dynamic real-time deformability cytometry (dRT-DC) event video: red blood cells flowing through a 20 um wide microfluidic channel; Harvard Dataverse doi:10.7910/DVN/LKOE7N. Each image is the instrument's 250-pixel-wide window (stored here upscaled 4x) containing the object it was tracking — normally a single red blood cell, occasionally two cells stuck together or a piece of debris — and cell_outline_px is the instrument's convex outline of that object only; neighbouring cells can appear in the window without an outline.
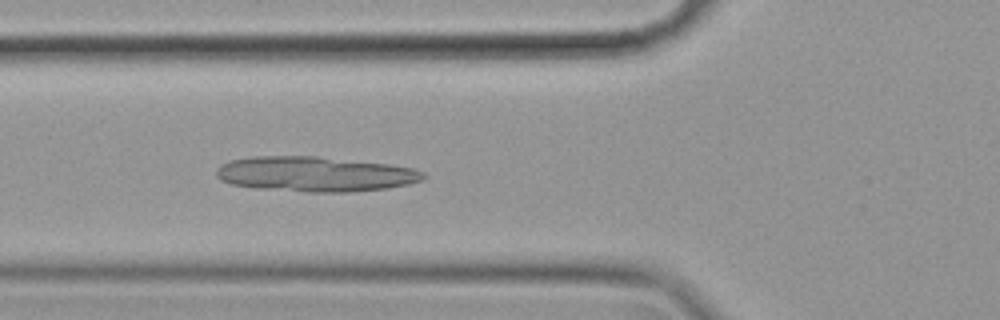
{"species": "common noctule bat (a hibernating species)", "species_latin": "Nyctalus noctula", "temperature_condition": "cold", "stored_images_in_passage": 56, "camera_frame_rate_fps": 3000, "um_per_image_px": 0.085, "animal": {"sex": "female", "body_mass_g": 19.9}, "frame": {"image": 1, "passage_image": 20, "time_ms": 6.333, "image_size_px": [1000, 320], "cell_outline_px": [[428, 176], [424, 180], [408, 184], [388, 188], [348, 192], [308, 192], [256, 188], [232, 184], [220, 180], [216, 176], [216, 168], [220, 164], [228, 160], [252, 156], [316, 156], [388, 164], [412, 168], [424, 172]], "centroid_in_image_um": [26.76, 14.79], "position_along_channel_um": 99.0, "area_um2": 42.54}}
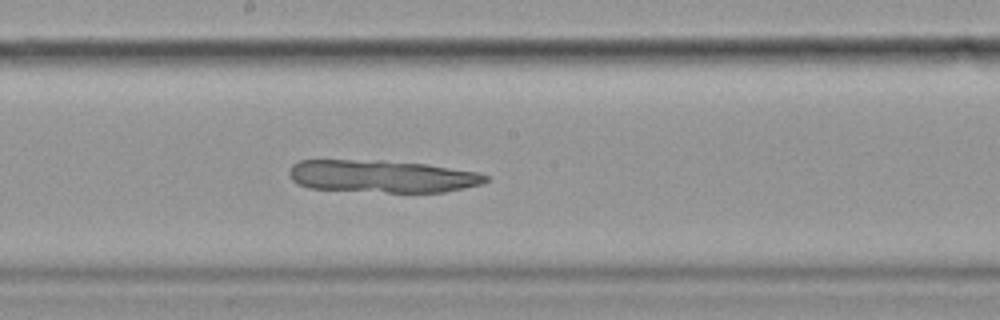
{"frame": {"image": 2, "passage_image": 30, "time_ms": 9.667, "image_size_px": [1000, 320], "cell_outline_px": [[488, 180], [484, 184], [444, 192], [388, 192], [308, 188], [296, 184], [292, 180], [288, 172], [292, 164], [300, 160], [384, 160], [424, 164], [476, 172], [488, 176]], "centroid_in_image_um": [32.44, 14.98], "position_along_channel_um": 215.8, "area_um2": 37.22}}
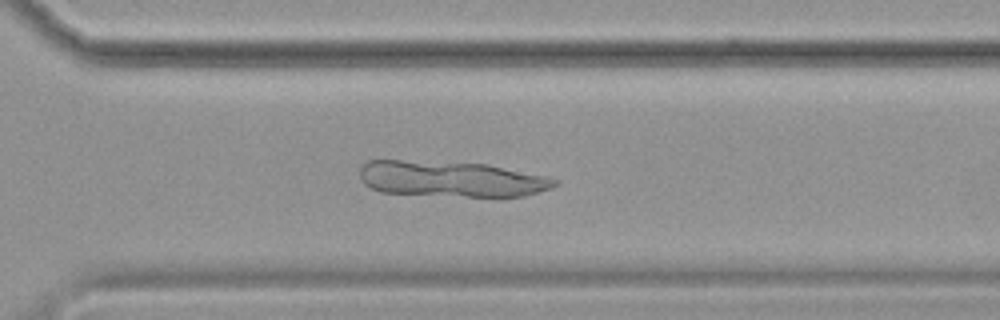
{"frame": {"image": 3, "passage_image": 40, "time_ms": 13.0, "image_size_px": [1000, 320], "cell_outline_px": [[556, 184], [552, 188], [524, 196], [468, 196], [380, 192], [364, 184], [360, 180], [360, 168], [368, 160], [400, 160], [484, 164], [548, 176], [556, 180]], "centroid_in_image_um": [38.32, 15.21], "position_along_channel_um": 332.3, "area_um2": 40.17}}